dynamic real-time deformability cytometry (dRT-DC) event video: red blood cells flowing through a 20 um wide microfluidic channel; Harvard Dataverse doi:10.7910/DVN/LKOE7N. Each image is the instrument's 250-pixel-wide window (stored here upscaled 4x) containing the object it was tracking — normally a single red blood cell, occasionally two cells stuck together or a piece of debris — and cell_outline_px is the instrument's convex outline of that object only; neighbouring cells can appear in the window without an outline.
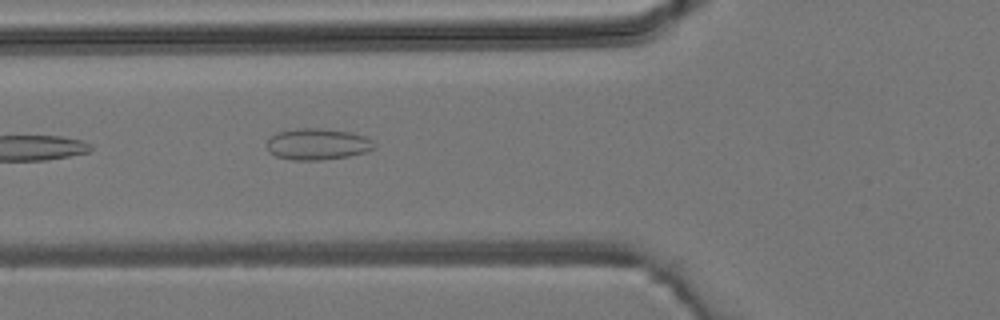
{"species": "common noctule bat (a hibernating species)", "species_latin": "Nyctalus noctula", "temperature_condition": "room temperature", "stored_images_in_passage": 6, "camera_frame_rate_fps": 3000, "um_per_image_px": 0.085, "animal": {"sex": "male", "body_mass_g": 19.2, "forearm_length_mm": 51.8}, "frame": {"image": 1, "passage_image": 6, "time_ms": 5.667, "image_size_px": [1000, 320], "cell_outline_px": [[376, 148], [364, 152], [348, 156], [320, 160], [292, 160], [276, 156], [268, 152], [268, 140], [276, 132], [296, 128], [324, 128], [352, 132], [364, 136], [372, 140], [376, 144]], "centroid_in_image_um": [27.0, 12.24], "position_along_channel_um": 98.8, "area_um2": 19.77}}